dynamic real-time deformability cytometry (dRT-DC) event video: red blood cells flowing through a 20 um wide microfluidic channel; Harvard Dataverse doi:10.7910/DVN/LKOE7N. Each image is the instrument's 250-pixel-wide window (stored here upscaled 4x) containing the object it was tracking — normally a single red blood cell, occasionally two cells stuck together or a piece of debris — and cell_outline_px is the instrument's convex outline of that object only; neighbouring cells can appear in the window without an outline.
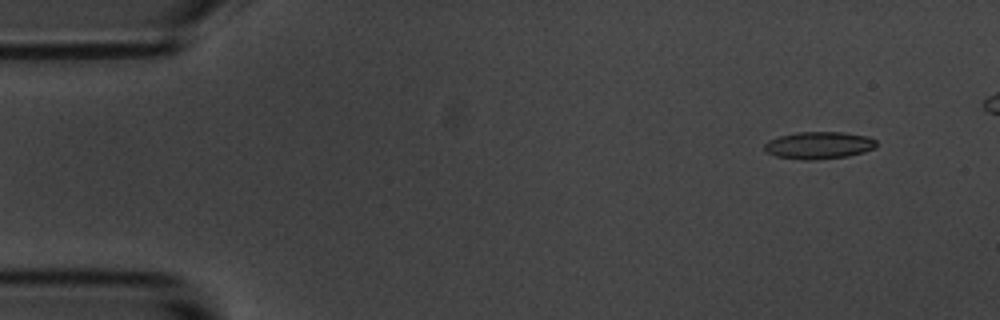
{"species": "common noctule bat (a hibernating species)", "species_latin": "Nyctalus noctula", "temperature_condition": "room temperature", "stored_images_in_passage": 7, "camera_frame_rate_fps": 3000, "um_per_image_px": 0.085, "animal": {"sex": "male", "body_mass_g": 20.1, "forearm_length_mm": 53.5}, "frame": {"image": 1, "passage_image": 2, "time_ms": 1.0, "image_size_px": [1000, 320], "cell_outline_px": [[876, 148], [864, 152], [848, 156], [816, 160], [804, 160], [776, 156], [768, 152], [764, 148], [764, 144], [768, 140], [780, 136], [796, 132], [844, 132], [868, 136], [876, 140]], "centroid_in_image_um": [69.63, 12.35], "position_along_channel_um": 15.4, "area_um2": 17.86}}